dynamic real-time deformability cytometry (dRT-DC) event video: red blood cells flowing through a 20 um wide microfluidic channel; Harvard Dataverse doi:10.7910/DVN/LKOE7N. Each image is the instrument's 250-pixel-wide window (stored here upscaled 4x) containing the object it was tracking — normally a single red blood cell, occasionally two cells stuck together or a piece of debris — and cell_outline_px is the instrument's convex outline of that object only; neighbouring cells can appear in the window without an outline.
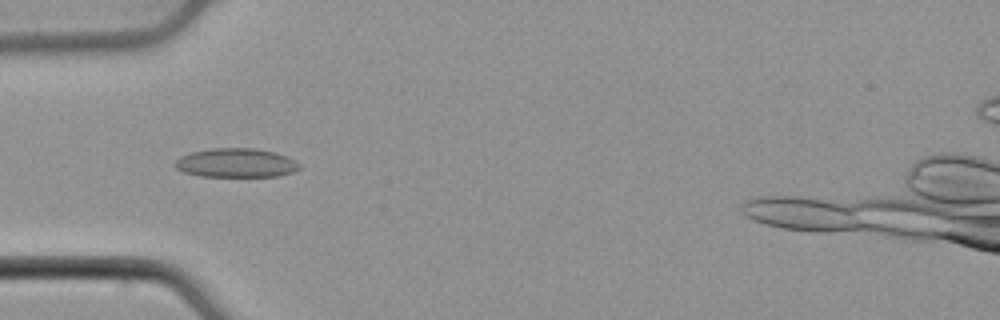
{"species": "common noctule bat (a hibernating species)", "species_latin": "Nyctalus noctula", "temperature_condition": "cold", "stored_images_in_passage": 43, "camera_frame_rate_fps": 3000, "um_per_image_px": 0.085, "animal": {"sex": "male", "body_mass_g": 21.5, "forearm_length_mm": 52.0}, "frame": {"image": 1, "passage_image": 10, "time_ms": 3.0, "image_size_px": [1000, 320], "cell_outline_px": [[300, 168], [292, 172], [276, 176], [200, 176], [184, 172], [176, 168], [172, 164], [180, 156], [192, 152], [212, 148], [256, 148], [272, 152], [284, 156], [300, 164]], "centroid_in_image_um": [20.0, 13.84], "position_along_channel_um": 65.0, "area_um2": 20.81}}
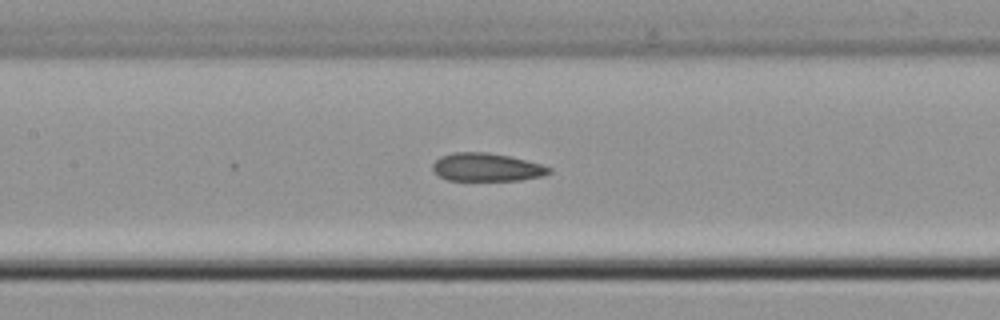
{"frame": {"image": 2, "passage_image": 18, "time_ms": 5.667, "image_size_px": [1000, 320], "cell_outline_px": [[552, 172], [540, 176], [520, 180], [448, 180], [440, 176], [432, 168], [432, 164], [440, 156], [456, 152], [488, 152], [508, 156], [540, 164], [552, 168]], "centroid_in_image_um": [41.35, 14.21], "position_along_channel_um": 166.1, "area_um2": 18.84}}
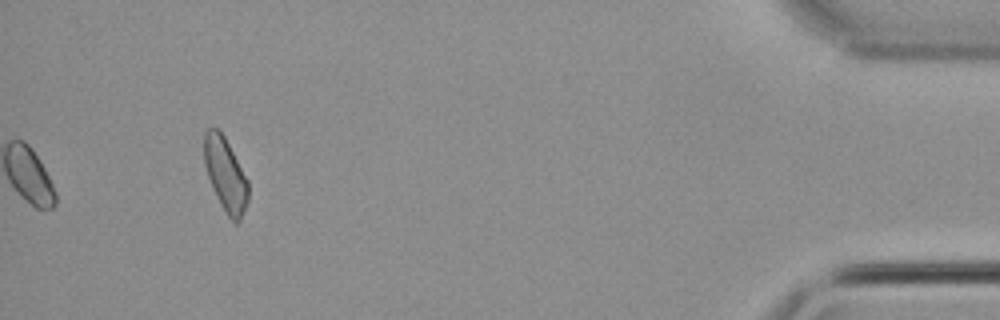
{"frame": {"image": 3, "passage_image": 43, "time_ms": 14.0, "image_size_px": [1000, 320], "cell_outline_px": [[248, 200], [240, 220], [236, 224], [228, 216], [212, 188], [204, 164], [204, 132], [208, 128], [216, 128], [224, 136], [248, 180]], "centroid_in_image_um": [19.16, 14.82], "position_along_channel_um": 416.0, "area_um2": 18.61}, "authors_computed_cell_mechanics": {"area_um2": 19.5364, "velocity_mm_per_s": 3.8528, "shape_relaxation_time_tau1_ms": null, "shape_relaxation_time_tau2_ms": 1.7839, "deformation_change_tau1": null, "deformation_change_tau2": 0.0828}}